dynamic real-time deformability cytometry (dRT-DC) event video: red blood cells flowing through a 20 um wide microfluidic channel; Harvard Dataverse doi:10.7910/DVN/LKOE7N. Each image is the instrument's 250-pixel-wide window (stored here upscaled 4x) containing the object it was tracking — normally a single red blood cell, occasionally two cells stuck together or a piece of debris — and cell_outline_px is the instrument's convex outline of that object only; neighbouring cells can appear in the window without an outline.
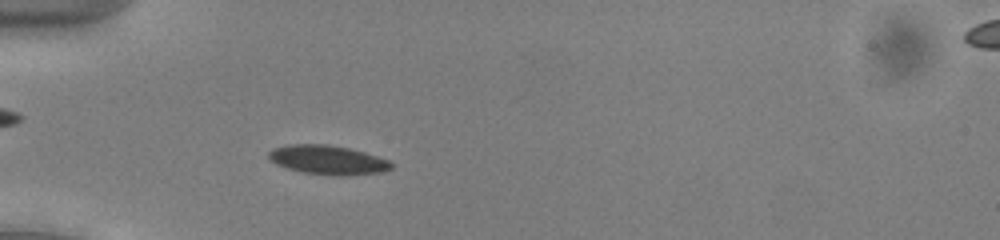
{"species": "common noctule bat (a hibernating species)", "species_latin": "Nyctalus noctula", "temperature_condition": "cold", "stored_images_in_passage": 48, "camera_frame_rate_fps": 3000, "um_per_image_px": 0.085, "animal": {"sex": "male", "body_mass_g": 13.0, "forearm_length_mm": 53.1}, "frame": {"image": 1, "passage_image": 12, "time_ms": 3.667, "image_size_px": [1000, 240], "cell_outline_px": [[392, 168], [384, 172], [344, 176], [332, 176], [300, 172], [276, 164], [268, 160], [268, 152], [272, 148], [288, 144], [328, 144], [348, 148], [364, 152], [388, 160], [392, 164]], "centroid_in_image_um": [27.83, 13.6], "position_along_channel_um": 57.2, "area_um2": 21.1}}
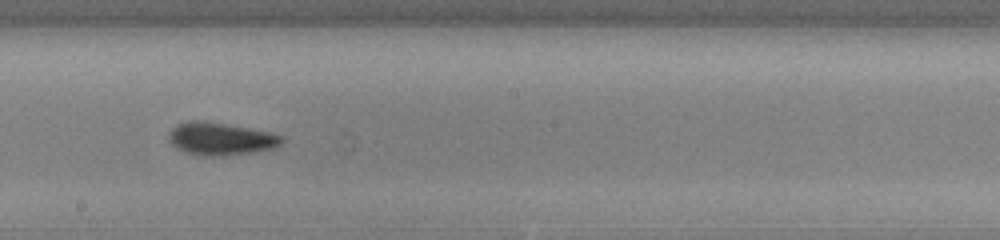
{"frame": {"image": 2, "passage_image": 26, "time_ms": 8.333, "image_size_px": [1000, 240], "cell_outline_px": [[284, 140], [280, 144], [272, 148], [252, 152], [220, 156], [204, 156], [184, 152], [176, 148], [168, 140], [168, 132], [176, 124], [188, 120], [204, 120], [248, 128], [268, 132], [284, 136]], "centroid_in_image_um": [18.69, 11.79], "position_along_channel_um": 229.5, "area_um2": 21.56}}
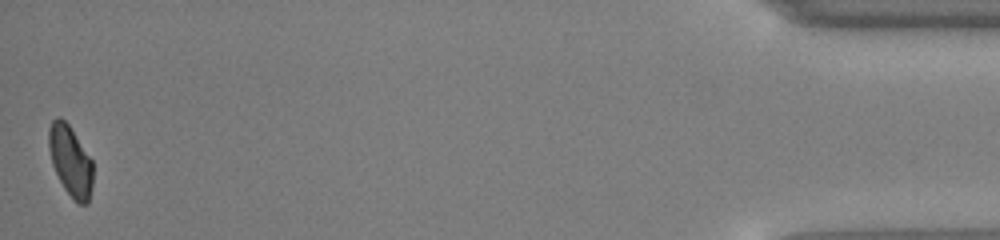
{"frame": {"image": 3, "passage_image": 48, "time_ms": 15.667, "image_size_px": [1000, 240], "cell_outline_px": [[92, 188], [88, 204], [80, 204], [72, 200], [64, 188], [52, 164], [48, 148], [48, 128], [52, 120], [56, 116], [60, 116], [68, 124], [92, 160]], "centroid_in_image_um": [5.97, 13.68], "position_along_channel_um": 429.2, "area_um2": 18.21}, "authors_computed_cell_mechanics": {"area_um2": 20.1144, "velocity_mm_per_s": 3.9067, "shape_relaxation_time_tau1_ms": 3.2512, "shape_relaxation_time_tau2_ms": 4.3639, "deformation_change_tau1": 0.0949, "deformation_change_tau2": 0.0912}}